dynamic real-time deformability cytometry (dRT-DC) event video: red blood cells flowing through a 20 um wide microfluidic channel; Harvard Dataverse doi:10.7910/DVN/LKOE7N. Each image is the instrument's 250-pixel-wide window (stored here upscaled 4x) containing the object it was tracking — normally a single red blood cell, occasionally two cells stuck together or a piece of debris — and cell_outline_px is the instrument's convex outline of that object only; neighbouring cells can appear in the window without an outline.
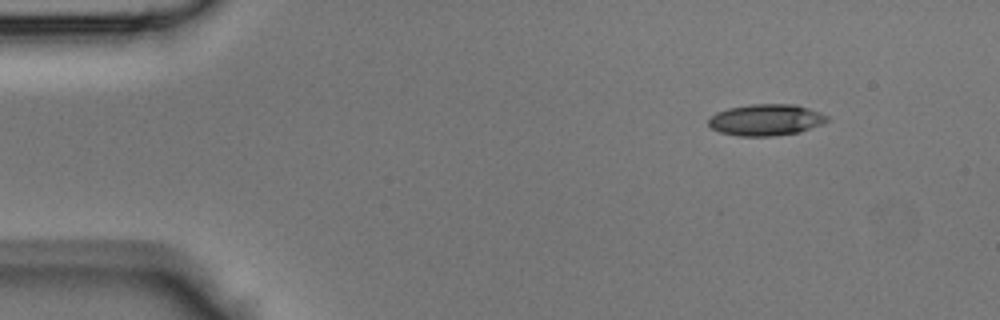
{"species": "Egyptian fruit bat (a non-hibernating species)", "species_latin": "Rousettus aegyptiacus", "temperature_condition": "room temperature", "stored_images_in_passage": 39, "camera_frame_rate_fps": 3000, "um_per_image_px": 0.085, "animal": {"sex": "male"}, "frame": {"image": 1, "passage_image": 1, "time_ms": 0.0, "image_size_px": [1000, 320], "cell_outline_px": [[828, 120], [820, 124], [800, 132], [772, 136], [740, 136], [720, 132], [712, 128], [708, 124], [708, 120], [716, 112], [728, 108], [752, 104], [796, 104], [820, 112], [828, 116]], "centroid_in_image_um": [65.1, 10.18], "position_along_channel_um": 19.9, "area_um2": 21.62}}
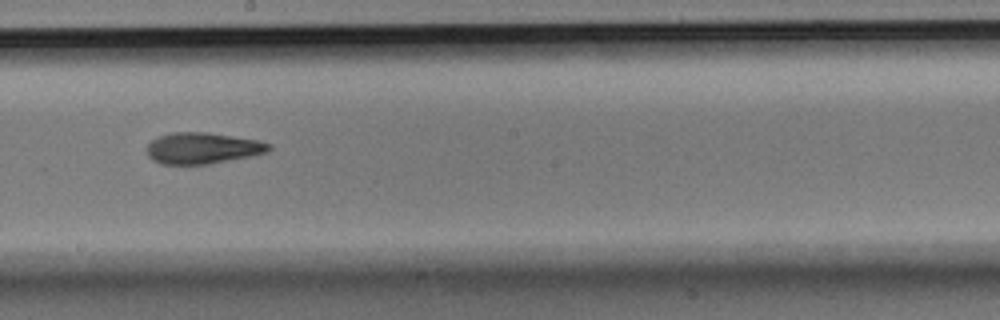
{"frame": {"image": 2, "passage_image": 20, "time_ms": 6.333, "image_size_px": [1000, 320], "cell_outline_px": [[272, 148], [268, 152], [252, 156], [208, 164], [160, 164], [152, 160], [148, 156], [144, 148], [156, 136], [172, 132], [208, 132], [260, 140], [272, 144]], "centroid_in_image_um": [17.21, 12.59], "position_along_channel_um": 231.0, "area_um2": 22.66}}
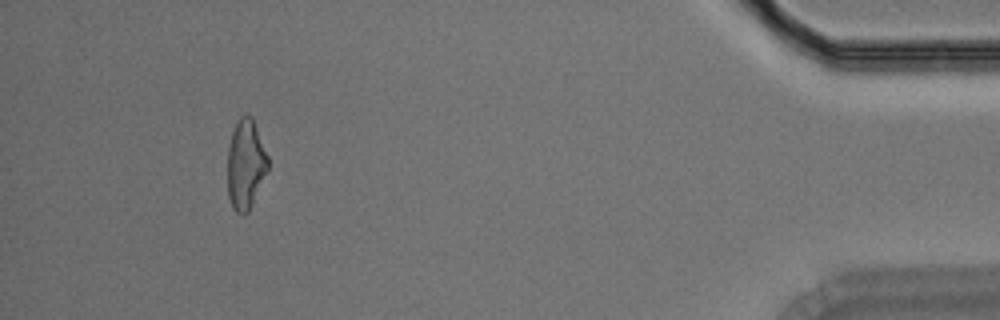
{"frame": {"image": 3, "passage_image": 36, "time_ms": 11.667, "image_size_px": [1000, 320], "cell_outline_px": [[268, 168], [252, 204], [248, 212], [244, 216], [236, 212], [232, 208], [228, 196], [228, 148], [232, 132], [240, 116], [252, 116], [268, 156]], "centroid_in_image_um": [20.87, 14.0], "position_along_channel_um": 414.3, "area_um2": 20.98}}